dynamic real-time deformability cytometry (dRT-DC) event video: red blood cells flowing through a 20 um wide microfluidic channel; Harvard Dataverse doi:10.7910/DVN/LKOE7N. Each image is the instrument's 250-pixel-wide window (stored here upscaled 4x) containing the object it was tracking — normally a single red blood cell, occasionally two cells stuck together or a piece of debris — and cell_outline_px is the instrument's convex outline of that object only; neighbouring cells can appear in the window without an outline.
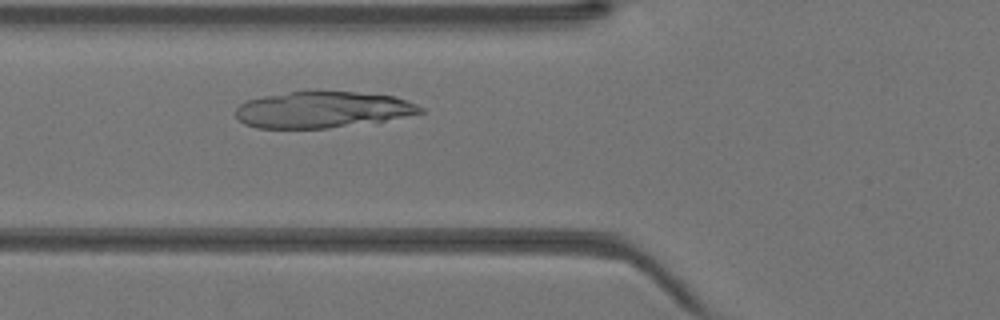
{"species": "Egyptian fruit bat (a non-hibernating species)", "species_latin": "Rousettus aegyptiacus", "temperature_condition": "warm", "stored_images_in_passage": 37, "camera_frame_rate_fps": 3000, "um_per_image_px": 0.085, "animal": {"sex": "female"}, "frame": {"image": 1, "passage_image": 10, "time_ms": 3.0, "image_size_px": [1000, 320], "cell_outline_px": [[424, 112], [384, 120], [328, 128], [256, 128], [244, 124], [236, 116], [236, 108], [240, 104], [248, 100], [264, 96], [308, 88], [316, 88], [356, 92], [392, 96], [416, 104], [424, 108]], "centroid_in_image_um": [27.35, 9.28], "position_along_channel_um": 98.4, "area_um2": 39.59}}
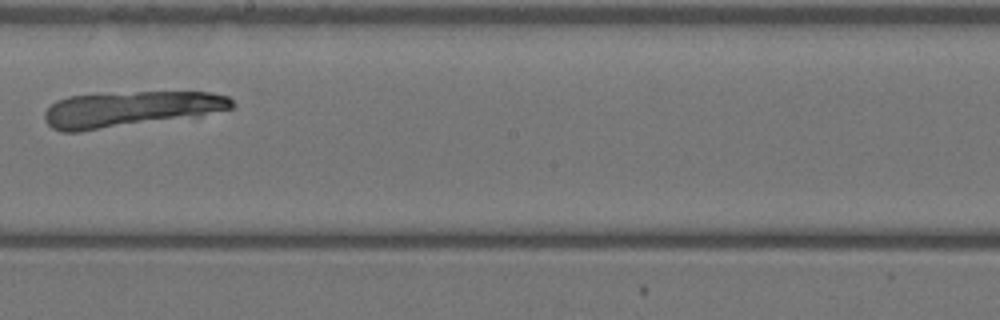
{"frame": {"image": 2, "passage_image": 19, "time_ms": 6.0, "image_size_px": [1000, 320], "cell_outline_px": [[232, 108], [200, 116], [80, 132], [60, 132], [52, 128], [44, 120], [44, 112], [56, 100], [68, 96], [136, 92], [208, 92], [228, 96], [232, 100]], "centroid_in_image_um": [11.05, 9.29], "position_along_channel_um": 237.2, "area_um2": 39.02}}
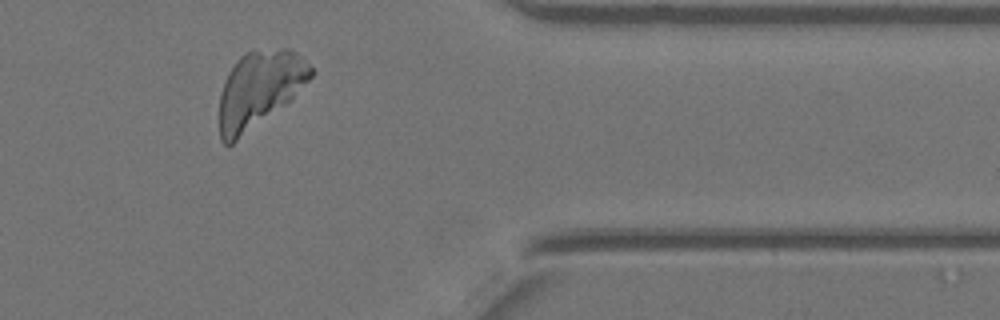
{"frame": {"image": 3, "passage_image": 30, "time_ms": 9.667, "image_size_px": [1000, 320], "cell_outline_px": [[312, 76], [284, 104], [232, 144], [224, 144], [220, 140], [220, 92], [224, 80], [228, 72], [236, 60], [244, 52], [284, 48], [288, 48], [304, 56], [312, 68]], "centroid_in_image_um": [22.01, 7.55], "position_along_channel_um": 389.4, "area_um2": 40.06}}